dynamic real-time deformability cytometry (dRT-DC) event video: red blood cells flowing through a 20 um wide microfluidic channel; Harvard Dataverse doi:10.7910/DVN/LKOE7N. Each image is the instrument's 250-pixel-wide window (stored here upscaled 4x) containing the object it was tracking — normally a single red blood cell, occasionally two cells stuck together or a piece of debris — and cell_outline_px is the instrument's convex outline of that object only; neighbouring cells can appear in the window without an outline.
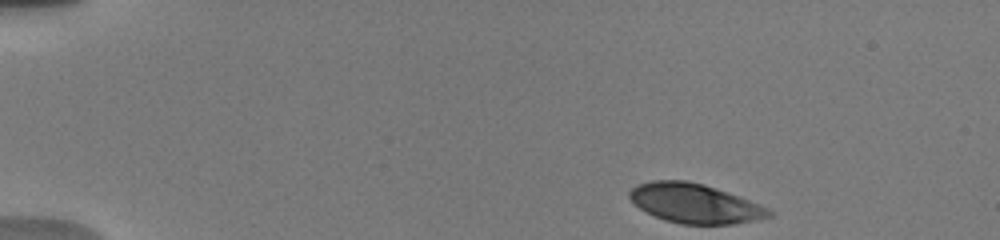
{"species": "human", "species_latin": "Homo sapiens", "temperature_condition": "warm", "stored_images_in_passage": 47, "camera_frame_rate_fps": 3000, "um_per_image_px": 0.085, "donor": {"sex": "male"}, "frame": {"image": 1, "passage_image": 1, "time_ms": 0.0, "image_size_px": [1000, 240], "cell_outline_px": [[776, 212], [772, 216], [756, 220], [732, 224], [680, 224], [664, 220], [640, 208], [628, 196], [628, 192], [636, 184], [652, 180], [688, 180], [704, 184], [740, 196], [768, 208]], "centroid_in_image_um": [59.08, 17.28], "position_along_channel_um": 25.9, "area_um2": 32.14}}
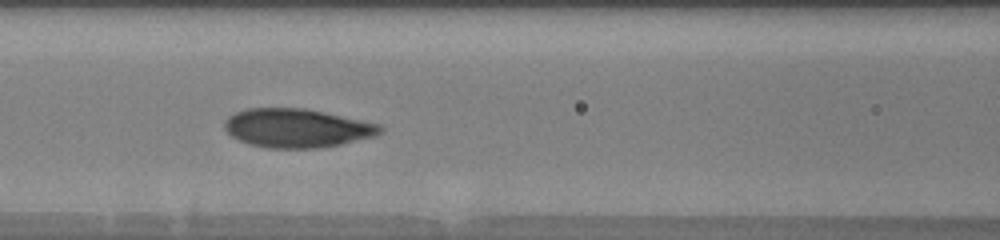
{"frame": {"image": 2, "passage_image": 18, "time_ms": 5.667, "image_size_px": [1000, 240], "cell_outline_px": [[384, 132], [376, 136], [340, 144], [320, 148], [268, 148], [248, 144], [232, 136], [224, 128], [224, 120], [228, 116], [236, 112], [248, 108], [304, 108], [324, 112], [380, 124], [384, 128]], "centroid_in_image_um": [25.25, 10.89], "position_along_channel_um": 141.4, "area_um2": 35.26}}
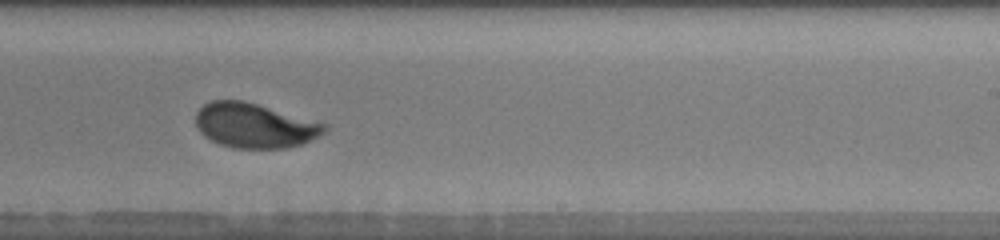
{"frame": {"image": 3, "passage_image": 28, "time_ms": 9.0, "image_size_px": [1000, 240], "cell_outline_px": [[328, 128], [324, 132], [300, 144], [288, 148], [232, 148], [220, 144], [204, 136], [196, 128], [196, 112], [204, 104], [212, 100], [244, 100], [328, 124]], "centroid_in_image_um": [21.61, 10.66], "position_along_channel_um": 267.4, "area_um2": 33.47}, "authors_computed_cell_mechanics": {"area_um2": 33.1772, "velocity_mm_per_s": 3.7861, "shape_relaxation_time_tau1_ms": 3.9888, "shape_relaxation_time_tau2_ms": null, "deformation_change_tau1": 0.1876, "deformation_change_tau2": null}}